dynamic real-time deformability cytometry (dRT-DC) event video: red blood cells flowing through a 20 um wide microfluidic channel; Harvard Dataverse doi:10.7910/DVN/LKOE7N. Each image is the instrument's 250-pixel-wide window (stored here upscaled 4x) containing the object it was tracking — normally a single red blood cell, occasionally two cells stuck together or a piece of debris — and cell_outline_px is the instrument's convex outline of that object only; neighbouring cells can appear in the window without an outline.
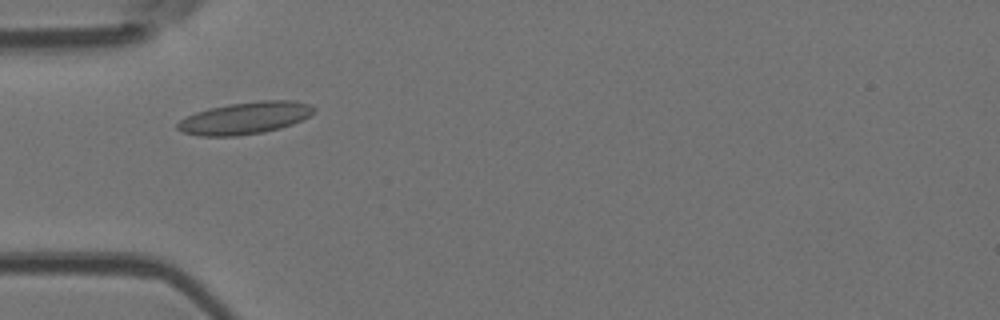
{"species": "Egyptian fruit bat (a non-hibernating species)", "species_latin": "Rousettus aegyptiacus", "temperature_condition": "room temperature", "stored_images_in_passage": 8, "camera_frame_rate_fps": 3000, "um_per_image_px": 0.085, "animal": {"sex": "female"}, "frame": {"image": 1, "passage_image": 2, "time_ms": 1.333, "image_size_px": [1000, 320], "cell_outline_px": [[316, 112], [292, 124], [280, 128], [264, 132], [236, 136], [200, 136], [184, 132], [176, 128], [176, 124], [184, 116], [208, 108], [228, 104], [260, 100], [292, 100], [308, 104], [316, 108]], "centroid_in_image_um": [20.81, 10.03], "position_along_channel_um": 64.2, "area_um2": 25.61}}
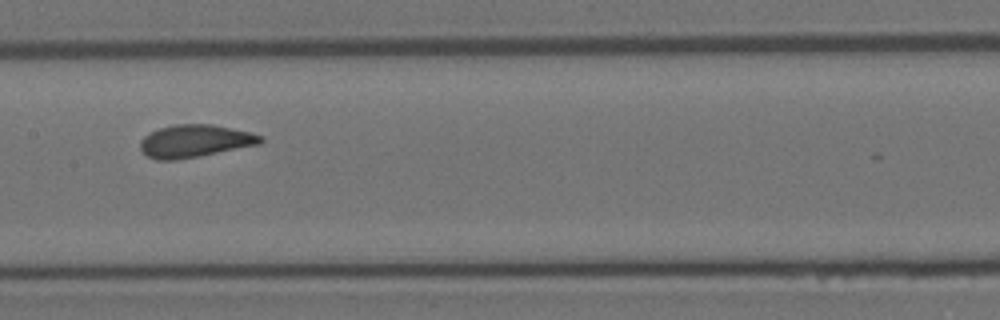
{"frame": {"image": 2, "passage_image": 5, "time_ms": 4.667, "image_size_px": [1000, 320], "cell_outline_px": [[264, 140], [260, 144], [176, 160], [156, 160], [148, 156], [140, 148], [140, 140], [144, 136], [160, 128], [176, 124], [212, 124], [248, 132], [264, 136]], "centroid_in_image_um": [16.56, 11.98], "position_along_channel_um": 190.8, "area_um2": 22.54}}
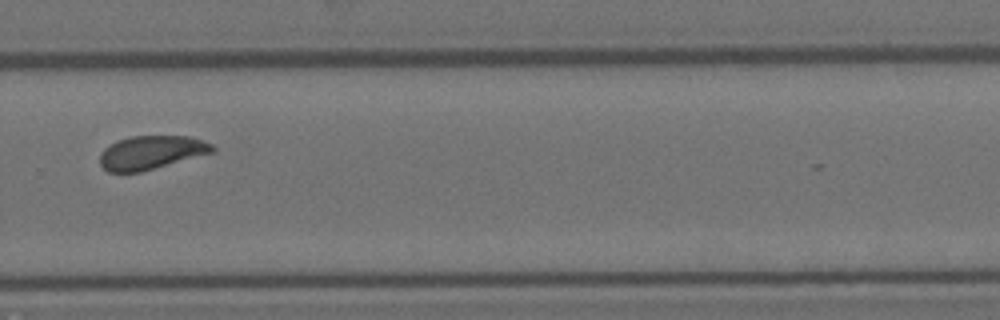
{"frame": {"image": 3, "passage_image": 8, "time_ms": 8.0, "image_size_px": [1000, 320], "cell_outline_px": [[216, 148], [212, 152], [140, 172], [108, 172], [100, 164], [100, 152], [104, 148], [120, 140], [132, 136], [188, 136], [204, 140], [212, 144]], "centroid_in_image_um": [12.84, 12.96], "position_along_channel_um": 317.0, "area_um2": 21.73}}